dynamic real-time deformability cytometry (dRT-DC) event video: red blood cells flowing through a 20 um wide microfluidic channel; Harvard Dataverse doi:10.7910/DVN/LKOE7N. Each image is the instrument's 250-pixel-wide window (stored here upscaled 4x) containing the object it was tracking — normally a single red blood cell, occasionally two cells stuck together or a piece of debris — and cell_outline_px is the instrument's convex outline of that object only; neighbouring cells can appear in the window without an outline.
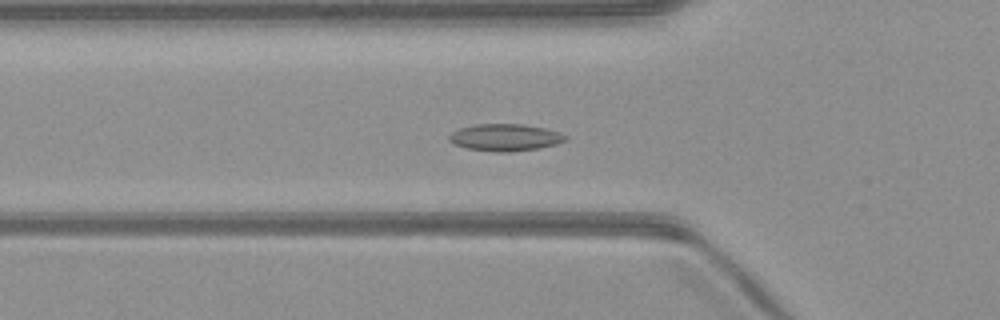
{"species": "common noctule bat (a hibernating species)", "species_latin": "Nyctalus noctula", "temperature_condition": "warm", "stored_images_in_passage": 42, "camera_frame_rate_fps": 3000, "um_per_image_px": 0.085, "animal": {"sex": "male", "body_mass_g": 23.1, "forearm_length_mm": 52.7}, "frame": {"image": 1, "passage_image": 8, "time_ms": 2.333, "image_size_px": [1000, 320], "cell_outline_px": [[568, 140], [556, 144], [540, 148], [508, 152], [496, 152], [468, 148], [456, 144], [448, 140], [448, 136], [452, 132], [460, 128], [476, 124], [524, 124], [544, 128], [560, 132], [568, 136]], "centroid_in_image_um": [42.98, 11.68], "position_along_channel_um": 82.8, "area_um2": 18.32}}
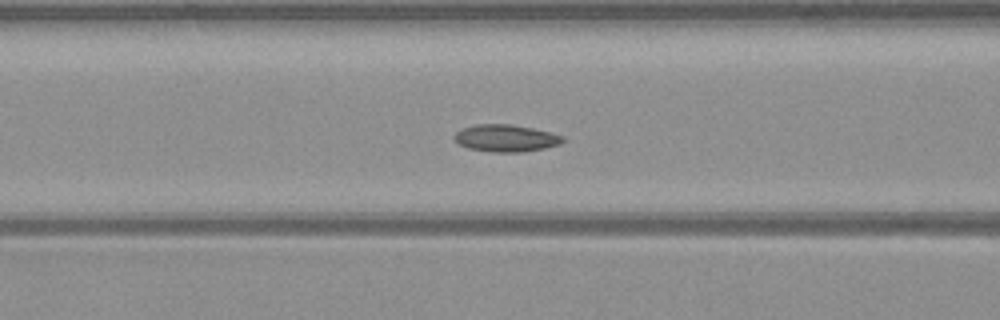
{"frame": {"image": 2, "passage_image": 11, "time_ms": 3.333, "image_size_px": [1000, 320], "cell_outline_px": [[564, 140], [560, 144], [544, 148], [520, 152], [492, 152], [468, 148], [460, 144], [452, 136], [460, 128], [476, 124], [508, 124], [532, 128], [564, 136]], "centroid_in_image_um": [42.96, 11.74], "position_along_channel_um": 123.6, "area_um2": 17.05}, "authors_computed_cell_mechanics": {"area_um2": 16.2707, "velocity_mm_per_s": 2.7512, "shape_relaxation_time_tau1_ms": 2.1985, "shape_relaxation_time_tau2_ms": null, "deformation_change_tau1": 0.2227, "deformation_change_tau2": null}}